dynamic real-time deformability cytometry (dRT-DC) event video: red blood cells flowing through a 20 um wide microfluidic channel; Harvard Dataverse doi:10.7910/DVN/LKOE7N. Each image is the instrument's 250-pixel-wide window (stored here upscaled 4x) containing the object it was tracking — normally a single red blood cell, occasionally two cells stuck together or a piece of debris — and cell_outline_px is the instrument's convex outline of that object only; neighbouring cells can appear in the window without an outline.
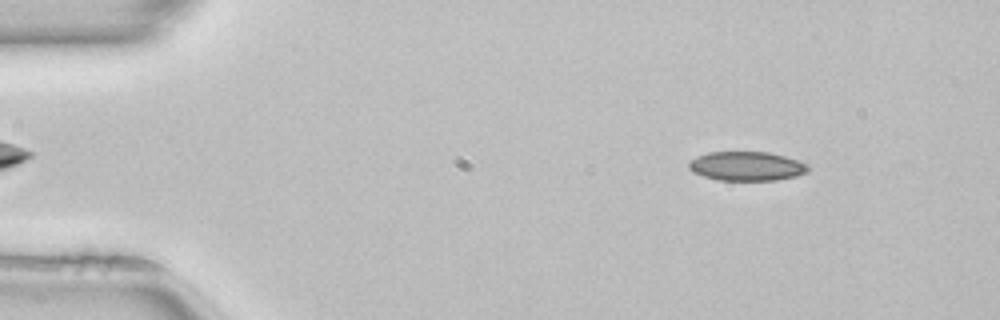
{"species": "common noctule bat (a hibernating species)", "species_latin": "Nyctalus noctula", "temperature_condition": "room temperature", "stored_images_in_passage": 50, "camera_frame_rate_fps": 3000, "um_per_image_px": 0.085, "animal": {"sex": "female", "body_mass_g": 22.7, "forearm_length_mm": 54.2}, "frame": {"image": 1, "passage_image": 6, "time_ms": 1.667, "image_size_px": [1000, 320], "cell_outline_px": [[812, 168], [808, 172], [796, 176], [776, 180], [720, 180], [704, 176], [692, 172], [688, 168], [688, 160], [696, 156], [708, 152], [768, 152], [784, 156], [808, 164]], "centroid_in_image_um": [63.46, 14.12], "position_along_channel_um": 21.5, "area_um2": 20.4}}
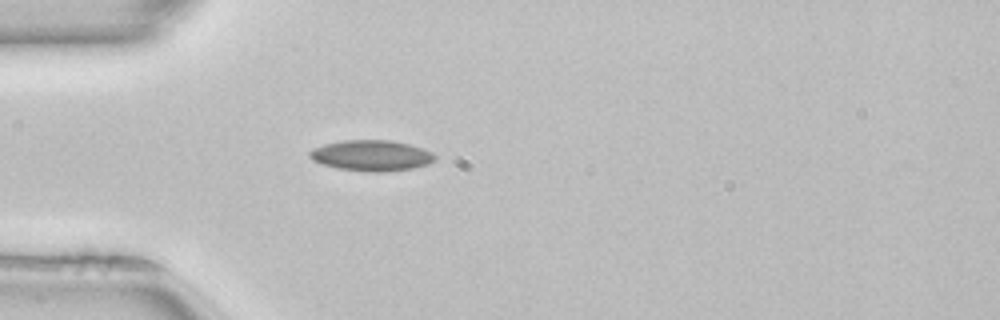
{"frame": {"image": 2, "passage_image": 14, "time_ms": 4.333, "image_size_px": [1000, 320], "cell_outline_px": [[436, 160], [428, 164], [412, 168], [384, 172], [368, 172], [336, 168], [320, 164], [312, 160], [308, 156], [308, 152], [312, 148], [324, 144], [344, 140], [392, 140], [408, 144], [432, 152], [436, 156]], "centroid_in_image_um": [31.53, 13.22], "position_along_channel_um": 53.5, "area_um2": 22.66}}
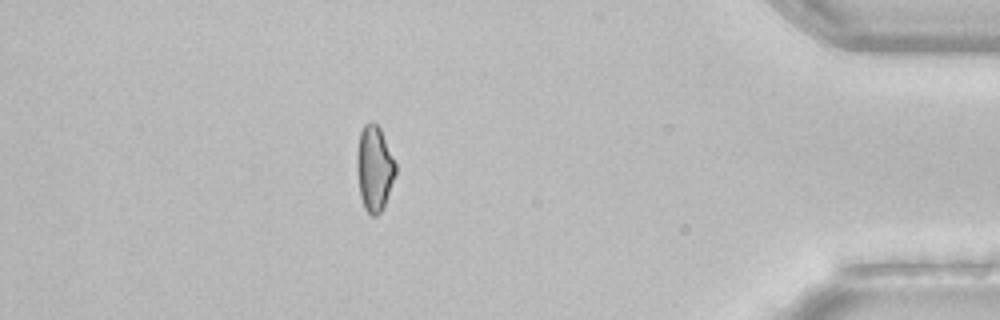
{"frame": {"image": 3, "passage_image": 44, "time_ms": 14.333, "image_size_px": [1000, 320], "cell_outline_px": [[396, 172], [384, 204], [380, 212], [376, 216], [372, 216], [364, 208], [360, 196], [356, 168], [356, 152], [360, 132], [364, 124], [368, 120], [372, 120], [380, 128], [396, 164]], "centroid_in_image_um": [31.79, 14.27], "position_along_channel_um": 403.4, "area_um2": 19.25}, "authors_computed_cell_mechanics": {"area_um2": 20.23, "velocity_mm_per_s": 4.0394, "shape_relaxation_time_tau1_ms": null, "shape_relaxation_time_tau2_ms": 5.1371, "deformation_change_tau1": null, "deformation_change_tau2": 0.0987}}